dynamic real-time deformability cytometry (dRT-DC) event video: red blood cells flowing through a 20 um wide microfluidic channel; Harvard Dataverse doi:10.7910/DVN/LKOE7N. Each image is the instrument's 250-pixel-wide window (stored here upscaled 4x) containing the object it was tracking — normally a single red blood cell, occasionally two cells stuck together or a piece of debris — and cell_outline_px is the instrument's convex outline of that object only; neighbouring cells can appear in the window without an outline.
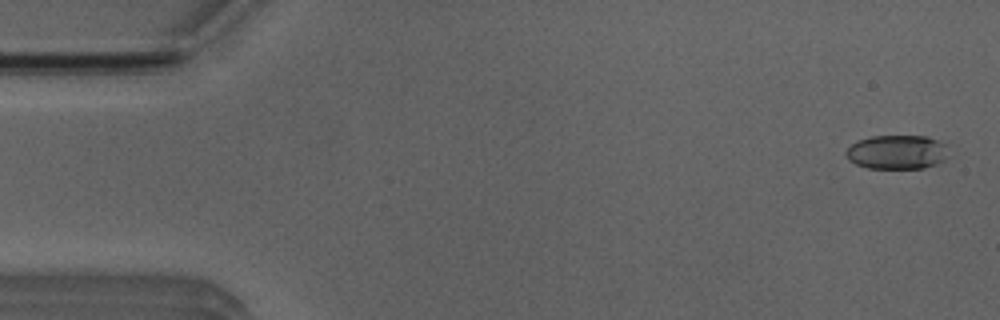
{"species": "Egyptian fruit bat (a non-hibernating species)", "species_latin": "Rousettus aegyptiacus", "temperature_condition": "room temperature", "stored_images_in_passage": 5, "camera_frame_rate_fps": 3000, "um_per_image_px": 0.085, "animal": {"sex": "male"}, "frame": {"image": 1, "passage_image": 1, "time_ms": 0.0, "image_size_px": [1000, 320], "cell_outline_px": [[948, 144], [944, 160], [936, 164], [924, 168], [868, 168], [856, 164], [848, 160], [844, 152], [856, 140], [872, 136], [928, 136]], "centroid_in_image_um": [76.23, 12.92], "position_along_channel_um": 8.8, "area_um2": 20.52}}